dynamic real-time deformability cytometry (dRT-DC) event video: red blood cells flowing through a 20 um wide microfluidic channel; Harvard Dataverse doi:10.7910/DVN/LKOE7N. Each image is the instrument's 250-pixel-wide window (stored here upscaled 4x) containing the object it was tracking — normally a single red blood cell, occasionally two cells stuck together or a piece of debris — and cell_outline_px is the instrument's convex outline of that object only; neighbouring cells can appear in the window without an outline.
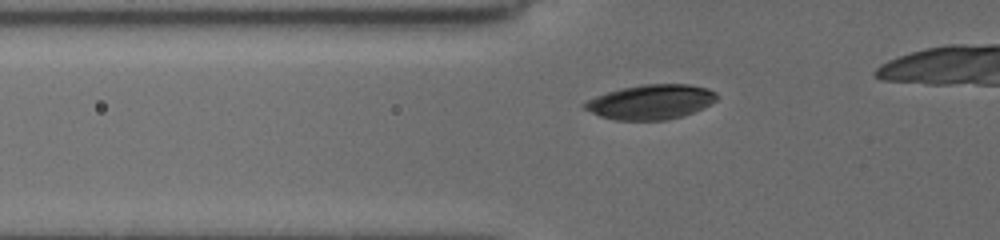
{"species": "common noctule bat (a hibernating species)", "species_latin": "Nyctalus noctula", "temperature_condition": "cold", "stored_images_in_passage": 35, "camera_frame_rate_fps": 3000, "um_per_image_px": 0.085, "animal": {"sex": "female", "body_mass_g": 19.5, "forearm_length_mm": 54.1}, "frame": {"image": 1, "passage_image": 8, "time_ms": 2.333, "image_size_px": [1000, 240], "cell_outline_px": [[716, 100], [704, 108], [684, 116], [664, 120], [616, 120], [600, 116], [584, 108], [580, 104], [596, 96], [620, 88], [640, 84], [688, 84], [708, 88], [716, 92]], "centroid_in_image_um": [55.33, 8.66], "position_along_channel_um": 70.5, "area_um2": 26.82}}
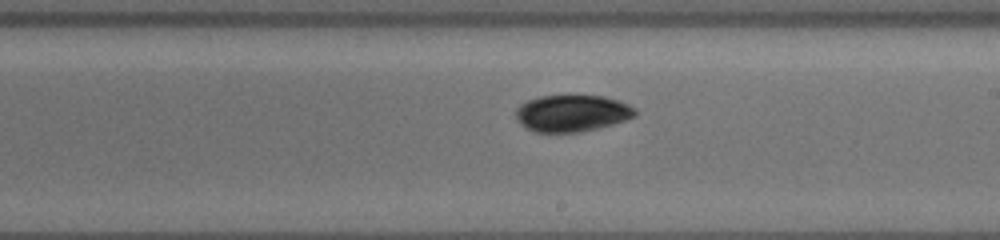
{"frame": {"image": 2, "passage_image": 22, "time_ms": 7.0, "image_size_px": [1000, 240], "cell_outline_px": [[636, 116], [612, 124], [580, 132], [536, 132], [520, 124], [516, 120], [516, 108], [520, 104], [528, 100], [540, 96], [604, 96], [620, 100], [636, 108]], "centroid_in_image_um": [48.62, 9.62], "position_along_channel_um": 240.4, "area_um2": 25.49}}
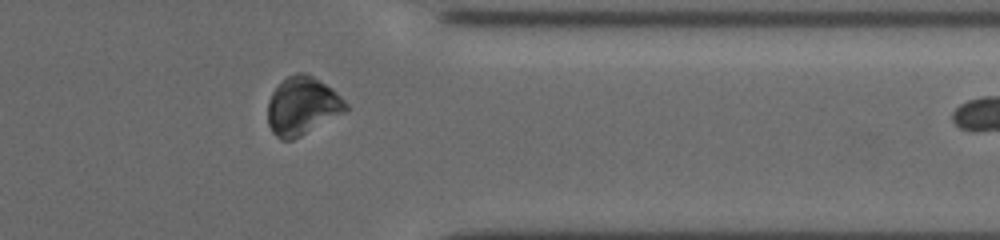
{"frame": {"image": 3, "passage_image": 34, "time_ms": 11.0, "image_size_px": [1000, 240], "cell_outline_px": [[348, 108], [344, 112], [300, 136], [292, 140], [280, 140], [272, 132], [268, 124], [268, 100], [272, 92], [288, 76], [296, 72], [308, 72], [332, 88], [348, 104]], "centroid_in_image_um": [25.68, 8.99], "position_along_channel_um": 385.7, "area_um2": 26.3}}